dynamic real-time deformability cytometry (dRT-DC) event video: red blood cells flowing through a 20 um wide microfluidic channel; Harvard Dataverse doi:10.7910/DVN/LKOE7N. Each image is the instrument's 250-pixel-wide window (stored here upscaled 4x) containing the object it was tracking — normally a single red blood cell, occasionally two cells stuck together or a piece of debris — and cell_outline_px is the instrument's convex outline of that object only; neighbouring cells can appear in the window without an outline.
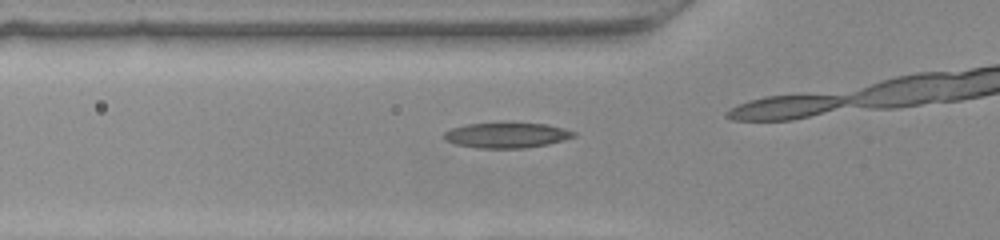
{"species": "common noctule bat (a hibernating species)", "species_latin": "Nyctalus noctula", "temperature_condition": "warm", "stored_images_in_passage": 38, "camera_frame_rate_fps": 3000, "um_per_image_px": 0.085, "animal": {"sex": "female", "body_mass_g": 22.0, "forearm_length_mm": 56.7}, "frame": {"image": 1, "passage_image": 17, "time_ms": 5.333, "image_size_px": [1000, 240], "cell_outline_px": [[576, 136], [564, 140], [548, 144], [524, 148], [480, 148], [456, 144], [448, 140], [444, 136], [444, 132], [452, 128], [464, 124], [500, 120], [508, 120], [548, 124], [564, 128], [576, 132]], "centroid_in_image_um": [43.1, 11.43], "position_along_channel_um": 82.7, "area_um2": 20.06}}